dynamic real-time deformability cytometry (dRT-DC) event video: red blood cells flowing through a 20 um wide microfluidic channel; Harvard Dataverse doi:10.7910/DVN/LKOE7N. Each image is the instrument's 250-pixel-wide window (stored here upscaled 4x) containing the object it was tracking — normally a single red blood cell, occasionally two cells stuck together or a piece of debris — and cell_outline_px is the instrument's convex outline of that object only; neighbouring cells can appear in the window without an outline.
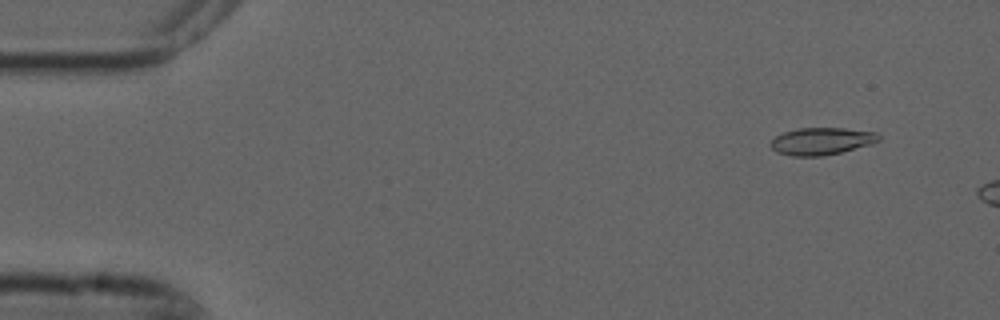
{"species": "common noctule bat (a hibernating species)", "species_latin": "Nyctalus noctula", "temperature_condition": "cold", "stored_images_in_passage": 3, "camera_frame_rate_fps": 3000, "um_per_image_px": 0.085, "animal": {"sex": "male", "forearm_length_mm": 52.5}, "frame": {"image": 1, "passage_image": 1, "time_ms": 0.0, "image_size_px": [1000, 320], "cell_outline_px": [[880, 140], [872, 144], [840, 152], [820, 156], [792, 156], [776, 152], [768, 144], [776, 136], [784, 132], [796, 128], [844, 128], [876, 132], [880, 136]], "centroid_in_image_um": [69.82, 11.99], "position_along_channel_um": 15.2, "area_um2": 17.17}}